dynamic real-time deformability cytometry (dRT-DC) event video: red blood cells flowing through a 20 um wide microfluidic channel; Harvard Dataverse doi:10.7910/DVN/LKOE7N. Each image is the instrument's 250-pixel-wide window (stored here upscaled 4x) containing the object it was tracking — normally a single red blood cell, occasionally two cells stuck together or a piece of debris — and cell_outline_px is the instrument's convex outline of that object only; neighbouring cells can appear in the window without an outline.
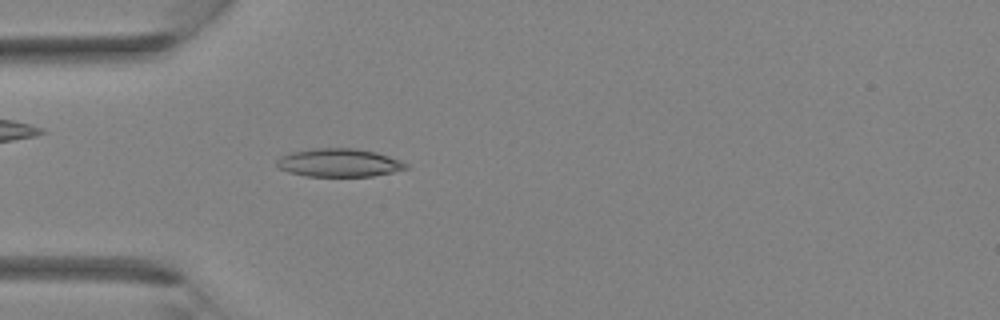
{"species": "Egyptian fruit bat (a non-hibernating species)", "species_latin": "Rousettus aegyptiacus", "temperature_condition": "room temperature", "stored_images_in_passage": 36, "camera_frame_rate_fps": 3000, "um_per_image_px": 0.085, "animal": {"sex": "female"}, "frame": {"image": 1, "passage_image": 11, "time_ms": 3.333, "image_size_px": [1000, 320], "cell_outline_px": [[408, 168], [392, 172], [372, 176], [304, 176], [288, 172], [276, 168], [276, 160], [280, 156], [292, 152], [312, 148], [356, 148], [376, 152], [400, 160], [408, 164]], "centroid_in_image_um": [28.77, 13.83], "position_along_channel_um": 56.2, "area_um2": 21.39}}
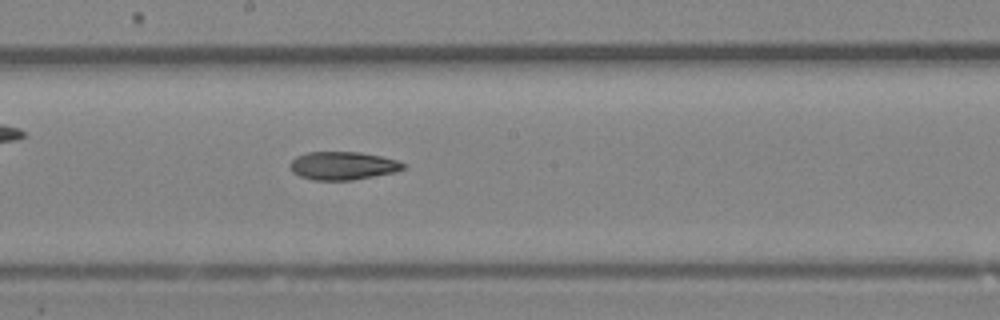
{"frame": {"image": 2, "passage_image": 20, "time_ms": 6.333, "image_size_px": [1000, 320], "cell_outline_px": [[404, 168], [396, 172], [352, 180], [312, 180], [300, 176], [292, 172], [288, 164], [296, 156], [308, 152], [360, 152], [380, 156], [396, 160], [404, 164]], "centroid_in_image_um": [29.1, 14.09], "position_along_channel_um": 219.1, "area_um2": 18.55}}
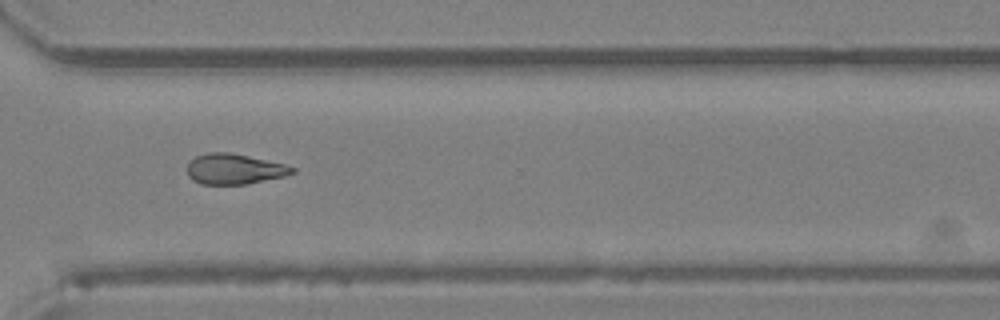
{"frame": {"image": 3, "passage_image": 27, "time_ms": 8.667, "image_size_px": [1000, 320], "cell_outline_px": [[296, 172], [284, 176], [244, 184], [200, 184], [192, 180], [188, 176], [188, 164], [196, 156], [208, 152], [228, 152], [248, 156], [284, 164], [296, 168]], "centroid_in_image_um": [19.9, 14.37], "position_along_channel_um": 350.7, "area_um2": 18.44}}